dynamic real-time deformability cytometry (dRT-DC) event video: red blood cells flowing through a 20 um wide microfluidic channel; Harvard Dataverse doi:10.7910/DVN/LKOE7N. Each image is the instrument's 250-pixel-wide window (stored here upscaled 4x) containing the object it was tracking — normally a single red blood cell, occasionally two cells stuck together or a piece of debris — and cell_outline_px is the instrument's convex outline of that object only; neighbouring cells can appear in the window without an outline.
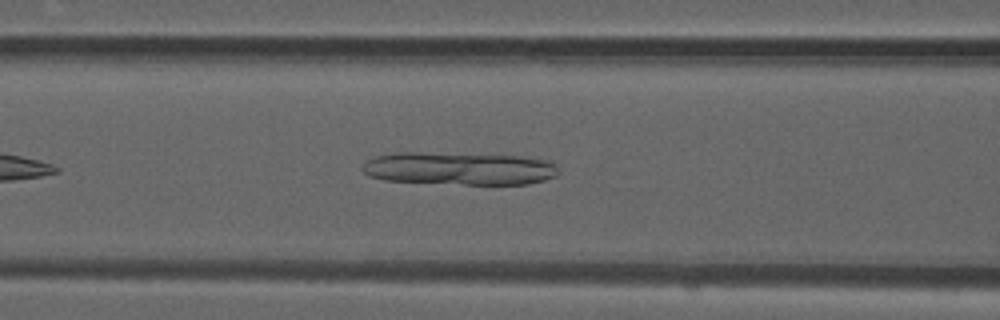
{"species": "common noctule bat (a hibernating species)", "species_latin": "Nyctalus noctula", "temperature_condition": "room temperature", "stored_images_in_passage": 38, "camera_frame_rate_fps": 3000, "um_per_image_px": 0.085, "animal": {"sex": "male", "forearm_length_mm": 52.5}, "frame": {"image": 1, "passage_image": 9, "time_ms": 2.667, "image_size_px": [1000, 320], "cell_outline_px": [[560, 172], [556, 176], [544, 180], [528, 184], [464, 184], [384, 180], [368, 176], [364, 172], [364, 164], [368, 160], [376, 156], [392, 152], [416, 152], [520, 156], [552, 160], [556, 164]], "centroid_in_image_um": [39.09, 14.31], "position_along_channel_um": 127.5, "area_um2": 37.63}}
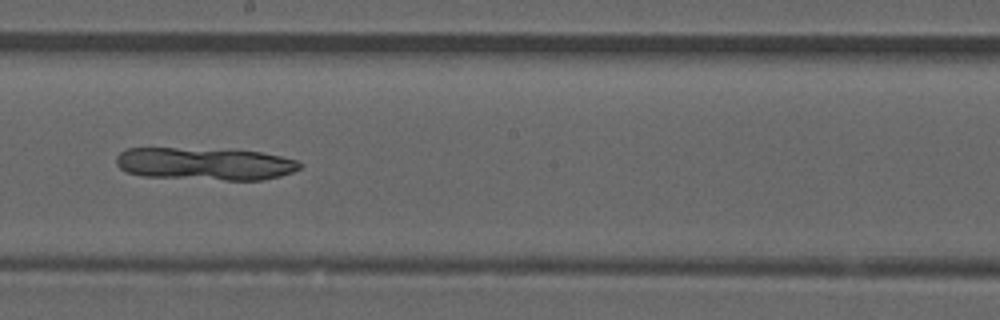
{"frame": {"image": 2, "passage_image": 17, "time_ms": 5.333, "image_size_px": [1000, 320], "cell_outline_px": [[304, 164], [300, 168], [292, 172], [280, 176], [264, 180], [224, 180], [144, 176], [128, 172], [120, 168], [116, 164], [116, 156], [120, 152], [128, 148], [176, 148], [260, 152], [280, 156], [296, 160]], "centroid_in_image_um": [17.42, 13.93], "position_along_channel_um": 230.8, "area_um2": 34.56}}
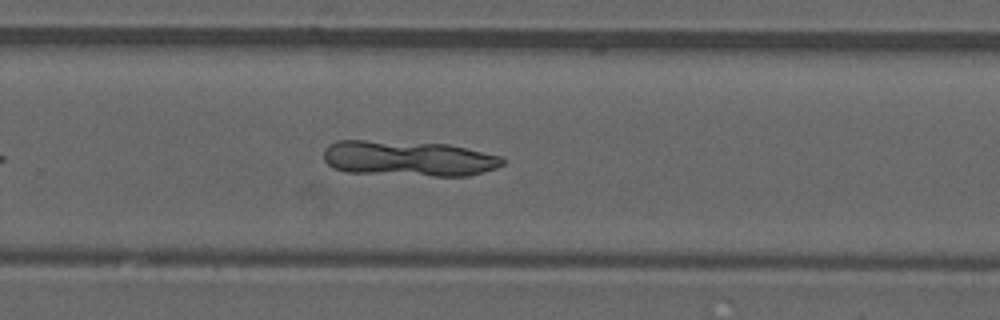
{"frame": {"image": 3, "passage_image": 22, "time_ms": 7.0, "image_size_px": [1000, 320], "cell_outline_px": [[504, 164], [496, 168], [468, 176], [432, 176], [348, 172], [332, 168], [324, 160], [324, 148], [328, 144], [336, 140], [364, 140], [448, 144], [500, 156], [504, 160]], "centroid_in_image_um": [34.68, 13.47], "position_along_channel_um": 295.1, "area_um2": 37.05}}